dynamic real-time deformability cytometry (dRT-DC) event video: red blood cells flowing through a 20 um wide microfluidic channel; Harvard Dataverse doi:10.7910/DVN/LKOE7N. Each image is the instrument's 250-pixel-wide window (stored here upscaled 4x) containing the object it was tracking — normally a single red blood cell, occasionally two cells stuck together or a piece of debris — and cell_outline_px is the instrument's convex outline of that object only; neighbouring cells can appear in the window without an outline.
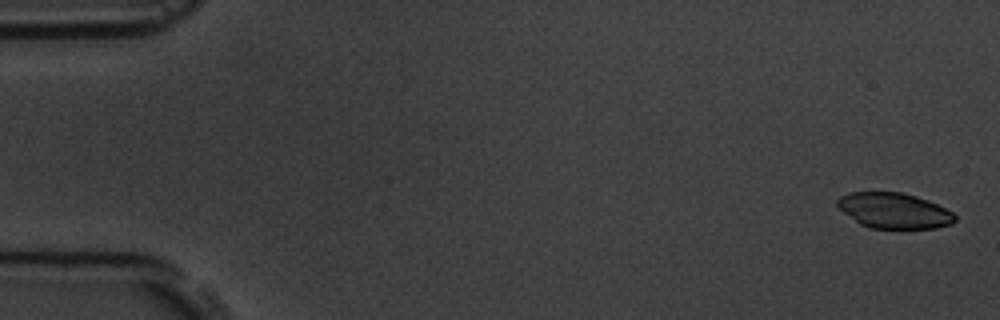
{"species": "common noctule bat (a hibernating species)", "species_latin": "Nyctalus noctula", "temperature_condition": "room temperature", "stored_images_in_passage": 6, "camera_frame_rate_fps": 3000, "um_per_image_px": 0.085, "animal": {"sex": "male", "body_mass_g": 19.5, "forearm_length_mm": 54.6}, "frame": {"image": 1, "passage_image": 1, "time_ms": 0.0, "image_size_px": [1000, 320], "cell_outline_px": [[956, 220], [952, 224], [936, 228], [872, 228], [860, 224], [844, 212], [836, 204], [836, 200], [840, 196], [848, 192], [904, 192], [928, 200], [952, 212], [956, 216]], "centroid_in_image_um": [76.0, 17.89], "position_along_channel_um": 9.0, "area_um2": 24.28}}